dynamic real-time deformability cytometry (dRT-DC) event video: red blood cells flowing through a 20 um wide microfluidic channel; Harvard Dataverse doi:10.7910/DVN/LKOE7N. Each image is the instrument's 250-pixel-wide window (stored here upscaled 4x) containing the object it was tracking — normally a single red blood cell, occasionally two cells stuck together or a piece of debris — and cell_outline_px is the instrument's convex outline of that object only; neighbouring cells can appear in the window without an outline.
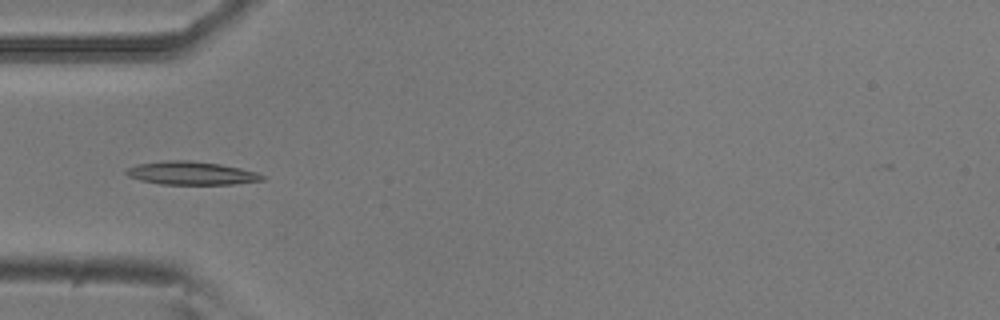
{"species": "common noctule bat (a hibernating species)", "species_latin": "Nyctalus noctula", "temperature_condition": "room temperature", "stored_images_in_passage": 4, "camera_frame_rate_fps": 3000, "um_per_image_px": 0.085, "animal": {"sex": "male", "body_mass_g": 20.5, "forearm_length_mm": 52.5}, "frame": {"image": 1, "passage_image": 4, "time_ms": 1.0, "image_size_px": [1000, 320], "cell_outline_px": [[264, 180], [232, 184], [160, 184], [140, 180], [128, 176], [124, 172], [128, 168], [136, 164], [168, 160], [192, 160], [220, 164], [240, 168], [256, 172], [264, 176]], "centroid_in_image_um": [16.24, 14.71], "position_along_channel_um": 68.8, "area_um2": 18.38}}